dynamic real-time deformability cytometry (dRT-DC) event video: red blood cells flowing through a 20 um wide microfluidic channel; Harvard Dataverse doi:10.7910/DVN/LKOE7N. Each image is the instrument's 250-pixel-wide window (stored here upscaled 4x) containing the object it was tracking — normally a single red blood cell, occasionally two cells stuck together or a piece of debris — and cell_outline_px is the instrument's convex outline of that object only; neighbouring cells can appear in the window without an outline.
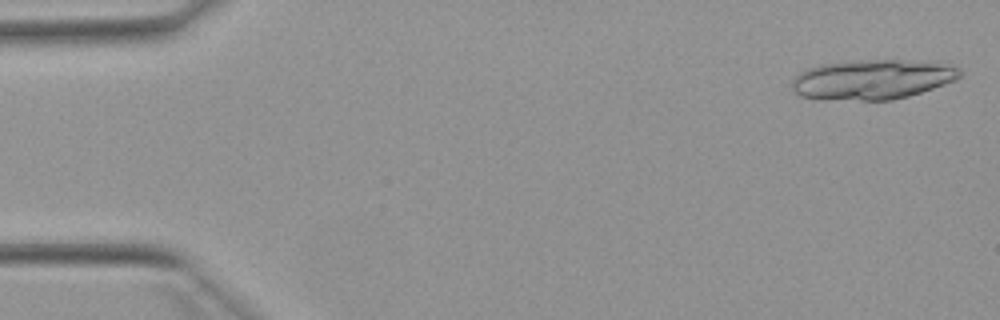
{"species": "Egyptian fruit bat (a non-hibernating species)", "species_latin": "Rousettus aegyptiacus", "temperature_condition": "warm", "stored_images_in_passage": 17, "camera_frame_rate_fps": 3000, "um_per_image_px": 0.085, "animal": {"sex": "female"}, "frame": {"image": 1, "passage_image": 1, "time_ms": 0.0, "image_size_px": [1000, 320], "cell_outline_px": [[960, 76], [956, 80], [908, 96], [892, 100], [824, 100], [800, 96], [792, 88], [792, 80], [800, 72], [808, 68], [820, 64], [860, 60], [900, 60], [940, 64], [960, 68]], "centroid_in_image_um": [74.08, 6.77], "position_along_channel_um": 10.9, "area_um2": 38.67}}